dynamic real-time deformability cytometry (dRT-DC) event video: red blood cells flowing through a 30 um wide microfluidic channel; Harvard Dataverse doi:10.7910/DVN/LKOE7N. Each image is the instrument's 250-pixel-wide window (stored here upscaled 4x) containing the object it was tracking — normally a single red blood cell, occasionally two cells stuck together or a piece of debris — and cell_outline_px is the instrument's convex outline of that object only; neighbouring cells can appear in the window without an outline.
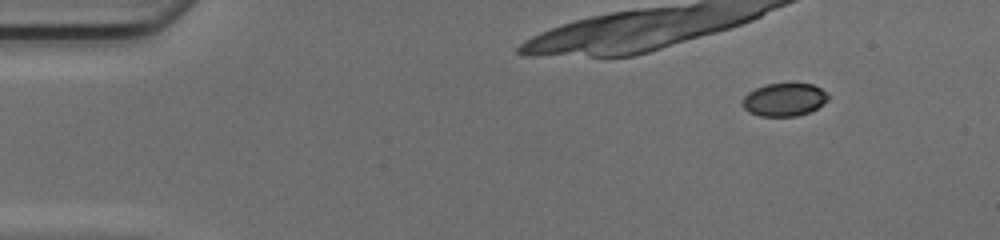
{"species": "common noctule bat (a hibernating species)", "species_latin": "Nyctalus noctula", "temperature_condition": "cold", "stored_images_in_passage": 26, "camera_frame_rate_fps": 3000, "um_per_image_px": 0.085, "animal": {"sex": "female", "body_mass_g": 17.0, "forearm_length_mm": 48.0}, "frame": {"image": 1, "passage_image": 1, "time_ms": 0.0, "image_size_px": [1000, 240], "cell_outline_px": [[828, 100], [816, 108], [808, 112], [796, 116], [760, 116], [748, 112], [740, 104], [740, 100], [748, 92], [756, 88], [768, 84], [812, 84], [820, 88], [828, 96]], "centroid_in_image_um": [66.6, 8.48], "position_along_channel_um": 18.4, "area_um2": 16.36}}